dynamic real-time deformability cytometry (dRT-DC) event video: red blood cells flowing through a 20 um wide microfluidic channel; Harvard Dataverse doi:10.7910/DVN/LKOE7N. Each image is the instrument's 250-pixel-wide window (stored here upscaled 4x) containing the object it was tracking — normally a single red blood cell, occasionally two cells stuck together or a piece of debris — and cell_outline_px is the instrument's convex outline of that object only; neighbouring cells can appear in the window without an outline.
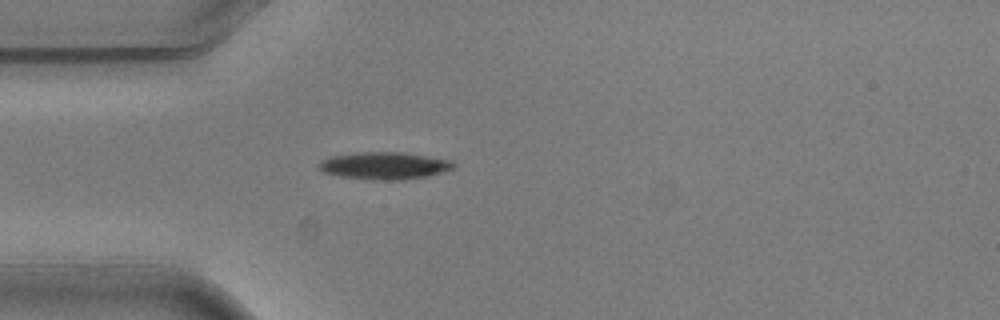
{"species": "common noctule bat (a hibernating species)", "species_latin": "Nyctalus noctula", "temperature_condition": "warm", "stored_images_in_passage": 1, "camera_frame_rate_fps": 3000, "um_per_image_px": 0.085, "animal": {"sex": "male", "body_mass_g": 20.5, "forearm_length_mm": 52.5}, "frame": {"image": 1, "passage_image": 1, "time_ms": 0.0, "image_size_px": [1000, 320], "cell_outline_px": [[456, 168], [444, 172], [428, 176], [404, 180], [372, 180], [340, 176], [324, 172], [320, 168], [320, 160], [332, 156], [360, 152], [404, 152], [452, 160], [456, 164]], "centroid_in_image_um": [32.75, 14.08], "position_along_channel_um": 52.2, "area_um2": 21.56}}